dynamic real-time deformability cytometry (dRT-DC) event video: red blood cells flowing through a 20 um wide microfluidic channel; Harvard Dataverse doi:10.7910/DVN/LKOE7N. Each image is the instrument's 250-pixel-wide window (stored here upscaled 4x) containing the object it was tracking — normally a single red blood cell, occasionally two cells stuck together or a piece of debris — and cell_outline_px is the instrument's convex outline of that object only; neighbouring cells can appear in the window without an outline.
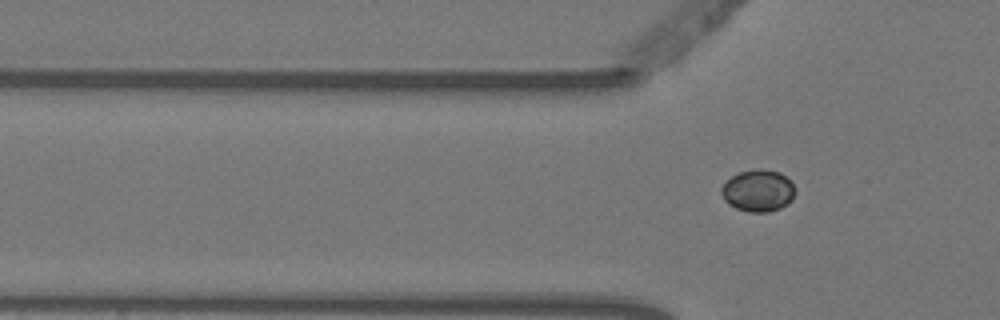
{"species": "Egyptian fruit bat (a non-hibernating species)", "species_latin": "Rousettus aegyptiacus", "temperature_condition": "warm", "stored_images_in_passage": 2, "camera_frame_rate_fps": 3000, "um_per_image_px": 0.085, "animal": {"sex": "female"}, "frame": {"image": 1, "passage_image": 2, "time_ms": 0.333, "image_size_px": [1000, 320], "cell_outline_px": [[796, 192], [792, 200], [788, 204], [780, 208], [768, 212], [748, 212], [736, 208], [728, 204], [724, 200], [720, 192], [720, 188], [732, 176], [740, 172], [780, 172], [792, 180], [796, 188]], "centroid_in_image_um": [64.47, 16.26], "position_along_channel_um": 61.3, "area_um2": 17.74}}